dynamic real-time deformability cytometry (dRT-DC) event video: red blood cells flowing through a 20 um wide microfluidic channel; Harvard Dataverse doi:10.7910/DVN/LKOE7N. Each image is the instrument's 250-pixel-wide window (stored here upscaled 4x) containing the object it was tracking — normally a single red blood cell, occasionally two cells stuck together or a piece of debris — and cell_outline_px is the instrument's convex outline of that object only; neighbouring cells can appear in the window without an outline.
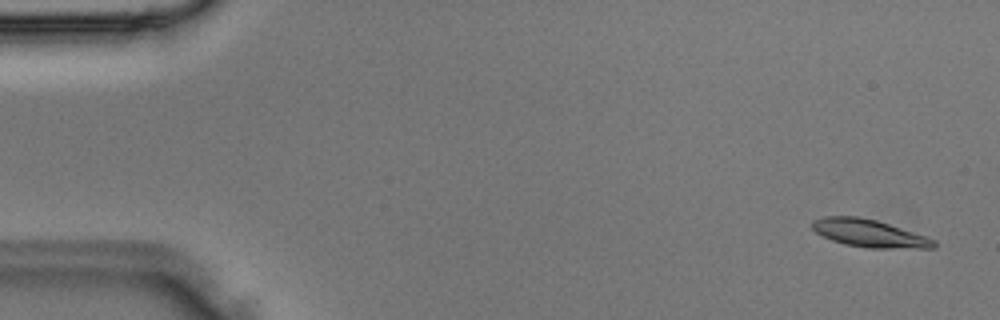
{"species": "Egyptian fruit bat (a non-hibernating species)", "species_latin": "Rousettus aegyptiacus", "temperature_condition": "room temperature", "stored_images_in_passage": 3, "camera_frame_rate_fps": 3000, "um_per_image_px": 0.085, "animal": {"sex": "male"}, "frame": {"image": 1, "passage_image": 1, "time_ms": 0.0, "image_size_px": [1000, 320], "cell_outline_px": [[936, 248], [868, 248], [844, 244], [832, 240], [816, 232], [812, 228], [812, 220], [824, 216], [856, 216], [876, 220], [936, 240]], "centroid_in_image_um": [73.86, 19.83], "position_along_channel_um": 11.1, "area_um2": 19.36}}